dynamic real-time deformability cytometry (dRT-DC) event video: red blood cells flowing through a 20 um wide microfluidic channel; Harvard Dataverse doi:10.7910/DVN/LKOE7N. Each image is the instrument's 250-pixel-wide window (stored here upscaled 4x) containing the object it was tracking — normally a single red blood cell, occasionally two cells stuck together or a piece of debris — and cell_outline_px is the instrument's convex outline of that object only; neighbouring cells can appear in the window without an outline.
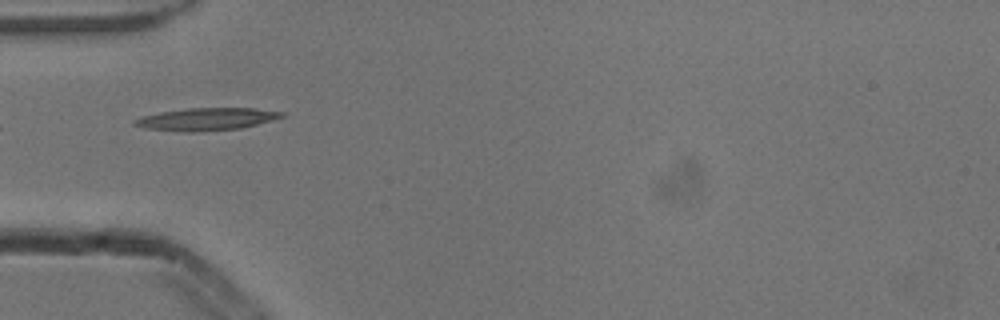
{"species": "common noctule bat (a hibernating species)", "species_latin": "Nyctalus noctula", "temperature_condition": "cold", "stored_images_in_passage": 5, "camera_frame_rate_fps": 3000, "um_per_image_px": 0.085, "animal": {"sex": "male", "body_mass_g": 13.3}, "frame": {"image": 1, "passage_image": 5, "time_ms": 1.333, "image_size_px": [1000, 320], "cell_outline_px": [[288, 116], [240, 128], [192, 132], [188, 132], [144, 128], [132, 124], [132, 120], [140, 116], [160, 112], [188, 108], [256, 108], [288, 112]], "centroid_in_image_um": [17.58, 10.11], "position_along_channel_um": 67.4, "area_um2": 19.42}}